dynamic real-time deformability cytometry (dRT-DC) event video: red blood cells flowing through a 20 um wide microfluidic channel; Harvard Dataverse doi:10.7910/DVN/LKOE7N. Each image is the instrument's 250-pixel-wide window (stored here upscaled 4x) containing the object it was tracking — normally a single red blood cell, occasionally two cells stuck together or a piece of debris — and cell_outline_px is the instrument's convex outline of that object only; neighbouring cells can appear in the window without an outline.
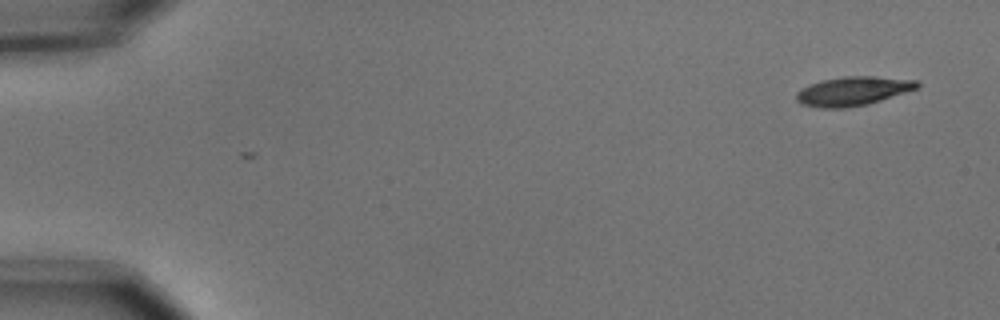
{"species": "common noctule bat (a hibernating species)", "species_latin": "Nyctalus noctula", "temperature_condition": "cold", "stored_images_in_passage": 2, "camera_frame_rate_fps": 3000, "um_per_image_px": 0.085, "animal": {"sex": "male", "body_mass_g": 15.6}, "frame": {"image": 1, "passage_image": 2, "time_ms": 0.333, "image_size_px": [1000, 320], "cell_outline_px": [[920, 88], [868, 104], [844, 108], [820, 108], [800, 104], [796, 100], [796, 92], [800, 88], [808, 84], [824, 80], [844, 76], [876, 76], [920, 80]], "centroid_in_image_um": [72.52, 7.74], "position_along_channel_um": 12.5, "area_um2": 20.75}}